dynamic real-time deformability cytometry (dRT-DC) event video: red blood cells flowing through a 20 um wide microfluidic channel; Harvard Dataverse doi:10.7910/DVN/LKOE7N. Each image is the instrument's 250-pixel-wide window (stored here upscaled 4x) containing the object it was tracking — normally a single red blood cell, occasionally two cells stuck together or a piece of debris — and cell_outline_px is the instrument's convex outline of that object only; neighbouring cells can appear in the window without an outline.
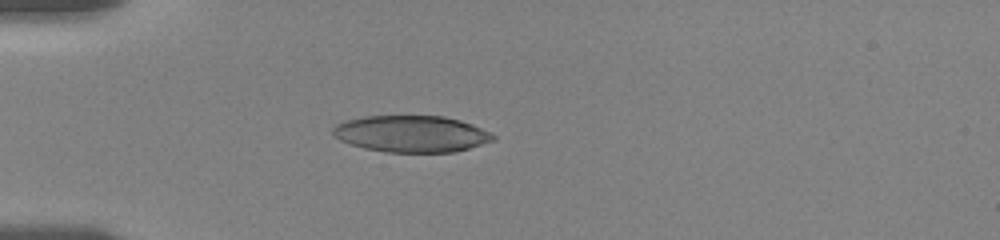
{"species": "human", "species_latin": "Homo sapiens", "temperature_condition": "room temperature", "stored_images_in_passage": 28, "camera_frame_rate_fps": 3000, "um_per_image_px": 0.085, "donor": {"sex": "female"}, "frame": {"image": 1, "passage_image": 2, "time_ms": 0.667, "image_size_px": [1000, 240], "cell_outline_px": [[496, 140], [468, 148], [452, 152], [388, 152], [364, 148], [340, 140], [332, 136], [332, 128], [336, 124], [344, 120], [364, 116], [444, 116], [460, 120], [472, 124], [496, 136]], "centroid_in_image_um": [34.94, 11.37], "position_along_channel_um": 50.1, "area_um2": 34.16}}
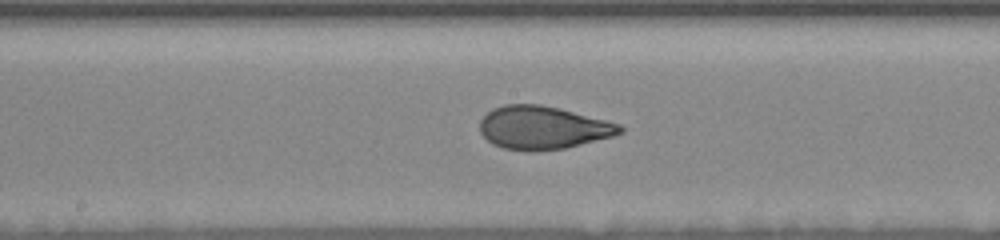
{"frame": {"image": 2, "passage_image": 10, "time_ms": 5.333, "image_size_px": [1000, 240], "cell_outline_px": [[624, 132], [612, 136], [564, 148], [504, 148], [492, 144], [480, 132], [480, 120], [492, 108], [504, 104], [540, 104], [560, 108], [620, 124], [624, 128]], "centroid_in_image_um": [46.14, 10.8], "position_along_channel_um": 202.1, "area_um2": 34.28}}
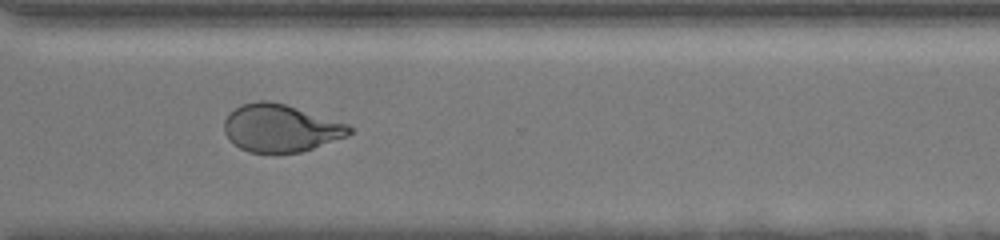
{"frame": {"image": 3, "passage_image": 20, "time_ms": 9.333, "image_size_px": [1000, 240], "cell_outline_px": [[352, 132], [348, 136], [300, 152], [272, 156], [248, 152], [240, 148], [228, 140], [224, 132], [224, 120], [240, 104], [256, 100], [268, 100], [284, 104], [348, 124], [352, 128]], "centroid_in_image_um": [23.81, 10.93], "position_along_channel_um": 346.8, "area_um2": 35.2}, "authors_computed_cell_mechanics": {"area_um2": 35.6048, "velocity_mm_per_s": 3.6313, "shape_relaxation_time_tau1_ms": 5.4001, "shape_relaxation_time_tau2_ms": 1.0576, "deformation_change_tau1": 0.2034, "deformation_change_tau2": 0.079}}